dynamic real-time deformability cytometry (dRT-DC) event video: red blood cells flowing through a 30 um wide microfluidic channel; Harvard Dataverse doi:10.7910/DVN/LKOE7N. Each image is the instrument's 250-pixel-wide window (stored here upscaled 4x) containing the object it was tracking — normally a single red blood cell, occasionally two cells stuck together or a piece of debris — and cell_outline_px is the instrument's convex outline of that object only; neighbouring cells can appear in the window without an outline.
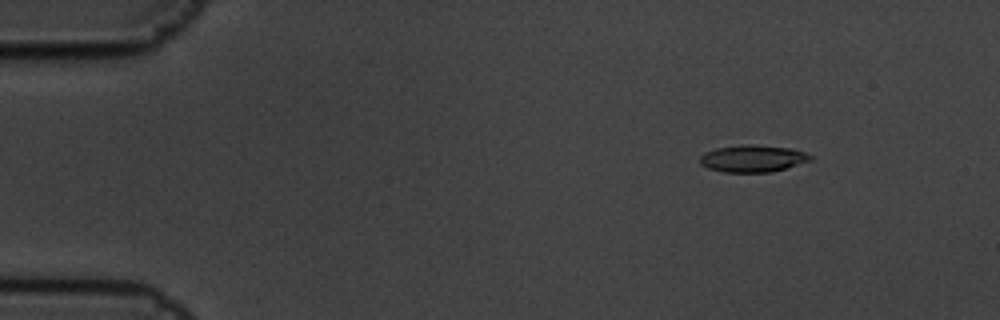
{"species": "common noctule bat (a hibernating species)", "species_latin": "Nyctalus noctula", "temperature_condition": "cold", "stored_images_in_passage": 6, "camera_frame_rate_fps": 3000, "um_per_image_px": 0.085, "animal": {"sex": "male", "body_mass_g": 19.5, "forearm_length_mm": 54.6}, "frame": {"image": 1, "passage_image": 2, "time_ms": 0.333, "image_size_px": [1000, 320], "cell_outline_px": [[812, 160], [784, 168], [768, 172], [724, 172], [708, 168], [700, 164], [700, 156], [704, 152], [716, 148], [740, 144], [752, 144], [792, 148], [804, 152], [812, 156]], "centroid_in_image_um": [63.95, 13.46], "position_along_channel_um": 21.0, "area_um2": 17.4}}